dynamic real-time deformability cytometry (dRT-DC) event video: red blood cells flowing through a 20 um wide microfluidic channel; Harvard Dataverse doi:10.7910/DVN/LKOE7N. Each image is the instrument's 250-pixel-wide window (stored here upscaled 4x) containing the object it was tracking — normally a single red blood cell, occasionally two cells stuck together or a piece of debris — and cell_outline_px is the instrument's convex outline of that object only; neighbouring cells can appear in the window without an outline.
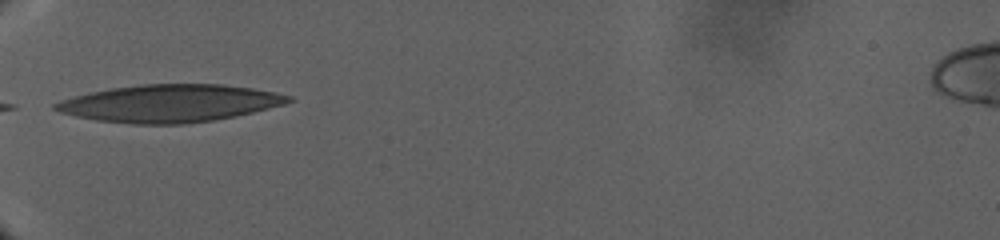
{"species": "human", "species_latin": "Homo sapiens", "temperature_condition": "warm", "stored_images_in_passage": 77, "camera_frame_rate_fps": 3000, "um_per_image_px": 0.085, "donor": {"sex": "male"}, "frame": {"image": 1, "passage_image": 1, "time_ms": 0.0, "image_size_px": [1000, 240], "cell_outline_px": [[296, 100], [284, 104], [252, 112], [212, 120], [184, 124], [132, 124], [96, 120], [76, 116], [60, 112], [52, 108], [52, 104], [60, 100], [108, 88], [140, 84], [224, 84], [252, 88], [276, 92], [292, 96]], "centroid_in_image_um": [14.42, 8.77], "position_along_channel_um": 70.6, "area_um2": 50.86}}
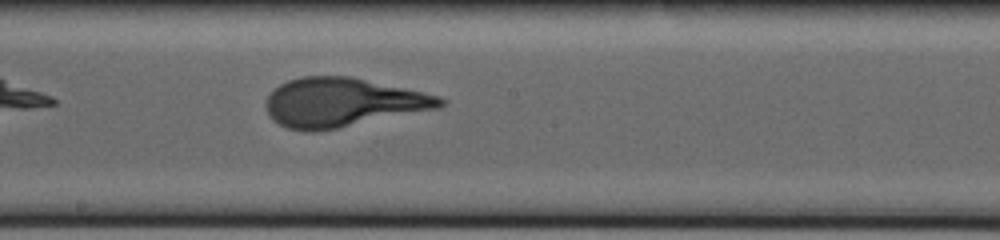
{"frame": {"image": 2, "passage_image": 31, "time_ms": 9.667, "image_size_px": [1000, 240], "cell_outline_px": [[448, 100], [440, 108], [336, 128], [312, 132], [308, 132], [288, 128], [272, 120], [268, 116], [264, 104], [268, 96], [280, 84], [288, 80], [300, 76], [352, 76], [424, 92], [440, 96]], "centroid_in_image_um": [29.11, 8.7], "position_along_channel_um": 219.1, "area_um2": 49.77}}
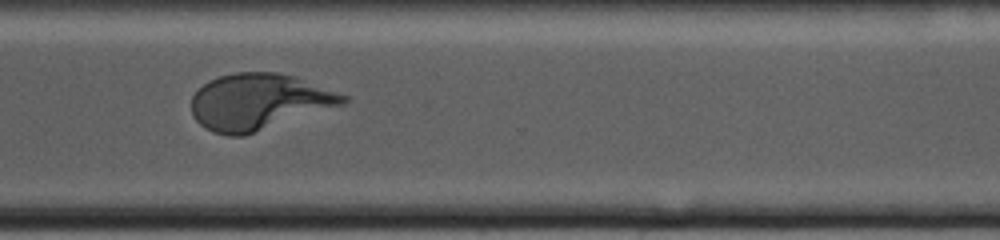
{"frame": {"image": 3, "passage_image": 56, "time_ms": 17.667, "image_size_px": [1000, 240], "cell_outline_px": [[348, 100], [344, 104], [244, 136], [228, 136], [212, 132], [204, 128], [192, 116], [192, 96], [208, 80], [220, 76], [236, 72], [280, 72], [296, 76], [348, 96]], "centroid_in_image_um": [21.99, 8.65], "position_along_channel_um": 348.6, "area_um2": 49.71}}